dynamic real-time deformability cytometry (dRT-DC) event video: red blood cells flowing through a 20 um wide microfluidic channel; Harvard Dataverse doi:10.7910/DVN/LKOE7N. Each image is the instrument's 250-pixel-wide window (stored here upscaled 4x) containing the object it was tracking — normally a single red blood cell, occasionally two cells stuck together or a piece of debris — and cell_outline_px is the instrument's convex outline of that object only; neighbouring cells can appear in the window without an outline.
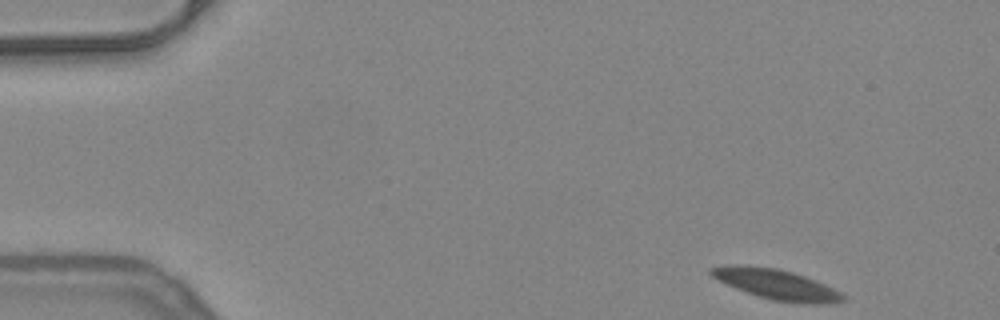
{"species": "common noctule bat (a hibernating species)", "species_latin": "Nyctalus noctula", "temperature_condition": "warm", "stored_images_in_passage": 50, "camera_frame_rate_fps": 3000, "um_per_image_px": 0.085, "animal": {"sex": "female", "body_mass_g": 24.6, "forearm_length_mm": 56.2}, "frame": {"image": 1, "passage_image": 1, "time_ms": 0.0, "image_size_px": [1000, 320], "cell_outline_px": [[844, 300], [828, 304], [804, 304], [772, 300], [736, 288], [712, 276], [708, 272], [708, 268], [728, 264], [736, 264], [776, 268], [792, 272], [816, 280], [840, 292], [844, 296]], "centroid_in_image_um": [65.99, 24.16], "position_along_channel_um": 19.0, "area_um2": 23.0}}
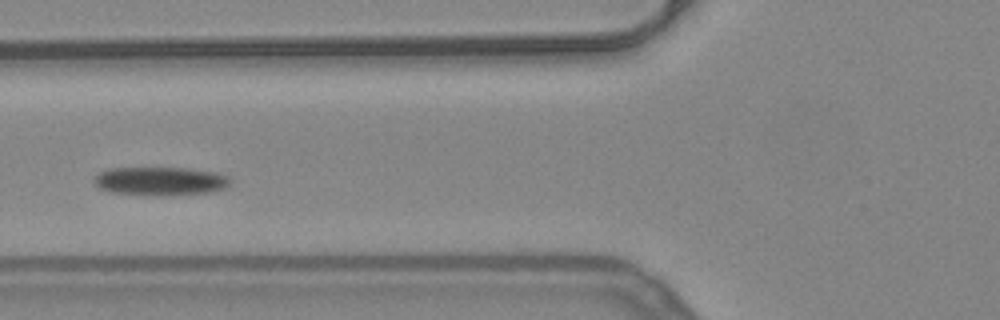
{"frame": {"image": 2, "passage_image": 17, "time_ms": 5.333, "image_size_px": [1000, 320], "cell_outline_px": [[232, 180], [224, 188], [212, 192], [112, 192], [100, 188], [92, 180], [100, 172], [112, 168], [188, 168], [216, 172], [228, 176]], "centroid_in_image_um": [13.66, 15.32], "position_along_channel_um": 112.1, "area_um2": 21.15}}
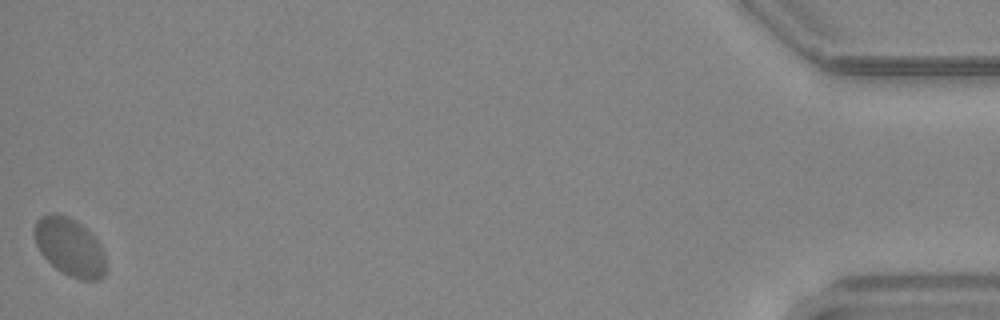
{"frame": {"image": 3, "passage_image": 50, "time_ms": 16.333, "image_size_px": [1000, 320], "cell_outline_px": [[104, 276], [100, 280], [80, 280], [68, 276], [56, 268], [40, 252], [36, 244], [32, 232], [32, 228], [36, 220], [40, 216], [48, 212], [52, 212], [76, 220], [92, 232], [100, 244], [104, 252]], "centroid_in_image_um": [5.9, 20.97], "position_along_channel_um": 429.3, "area_um2": 24.51}, "authors_computed_cell_mechanics": {"area_um2": 22.8888, "velocity_mm_per_s": 3.7575, "shape_relaxation_time_tau1_ms": 5.4854, "shape_relaxation_time_tau2_ms": null, "deformation_change_tau1": 0.1095, "deformation_change_tau2": null}}